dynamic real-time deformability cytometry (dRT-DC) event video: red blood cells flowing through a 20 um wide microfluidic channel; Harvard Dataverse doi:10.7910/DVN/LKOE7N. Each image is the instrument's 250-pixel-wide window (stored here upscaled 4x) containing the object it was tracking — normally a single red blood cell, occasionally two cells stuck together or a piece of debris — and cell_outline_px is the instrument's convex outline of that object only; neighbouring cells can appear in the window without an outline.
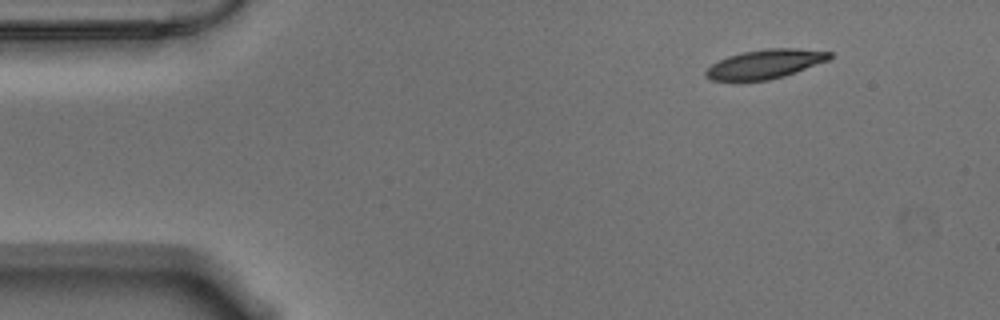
{"species": "Egyptian fruit bat (a non-hibernating species)", "species_latin": "Rousettus aegyptiacus", "temperature_condition": "warm", "stored_images_in_passage": 51, "camera_frame_rate_fps": 3000, "um_per_image_px": 0.085, "animal": {"sex": "male"}, "frame": {"image": 1, "passage_image": 1, "time_ms": 0.0, "image_size_px": [1000, 320], "cell_outline_px": [[832, 56], [828, 60], [796, 72], [784, 76], [768, 80], [712, 80], [704, 76], [704, 72], [712, 64], [728, 56], [744, 52], [768, 48], [796, 48], [832, 52]], "centroid_in_image_um": [65.04, 5.44], "position_along_channel_um": 20.0, "area_um2": 20.75}}
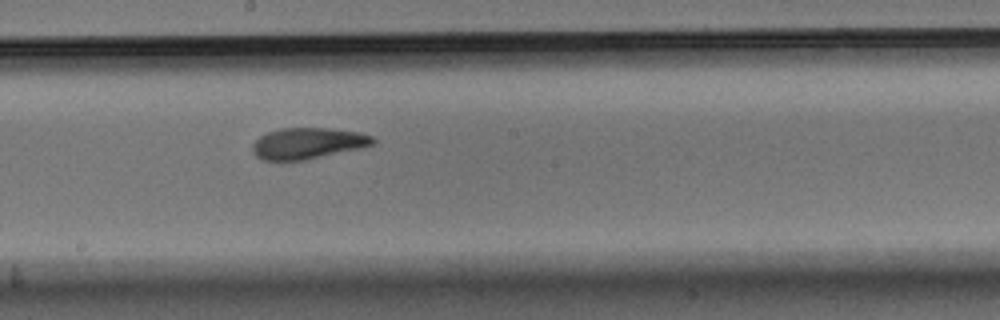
{"frame": {"image": 2, "passage_image": 25, "time_ms": 8.0, "image_size_px": [1000, 320], "cell_outline_px": [[376, 140], [372, 144], [360, 148], [304, 160], [264, 160], [256, 156], [252, 152], [252, 144], [260, 136], [268, 132], [280, 128], [328, 128], [356, 132], [372, 136]], "centroid_in_image_um": [26.12, 12.18], "position_along_channel_um": 222.1, "area_um2": 21.62}}
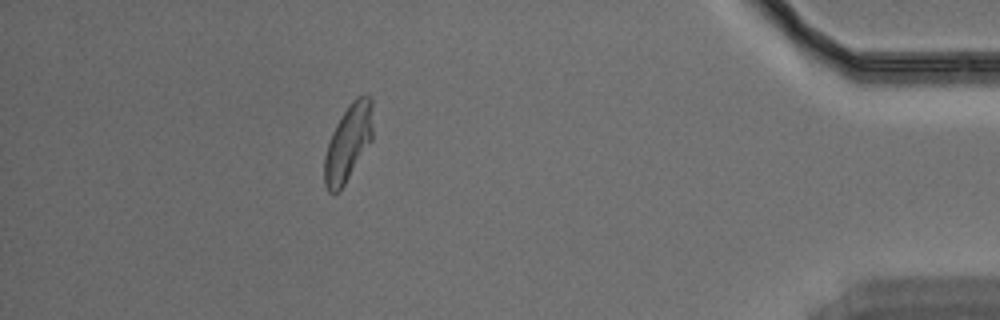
{"frame": {"image": 3, "passage_image": 45, "time_ms": 14.667, "image_size_px": [1000, 320], "cell_outline_px": [[372, 140], [344, 184], [336, 192], [328, 192], [324, 184], [324, 156], [332, 132], [336, 124], [352, 100], [356, 96], [364, 92], [368, 92], [372, 96]], "centroid_in_image_um": [29.61, 12.06], "position_along_channel_um": 405.6, "area_um2": 21.56}, "authors_computed_cell_mechanics": {"area_um2": 21.6172, "velocity_mm_per_s": 3.5172, "shape_relaxation_time_tau1_ms": 9.4258, "shape_relaxation_time_tau2_ms": 2.4641, "deformation_change_tau1": 0.2397, "deformation_change_tau2": 0.0901}}